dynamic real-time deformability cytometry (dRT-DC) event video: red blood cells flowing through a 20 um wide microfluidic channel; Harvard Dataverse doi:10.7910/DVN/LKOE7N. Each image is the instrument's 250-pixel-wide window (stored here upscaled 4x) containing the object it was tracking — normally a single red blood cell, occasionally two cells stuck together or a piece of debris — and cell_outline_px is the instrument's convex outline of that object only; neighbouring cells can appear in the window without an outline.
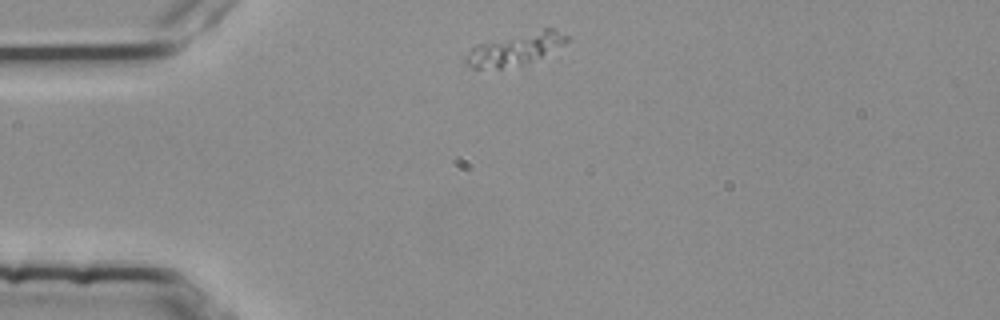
{"species": "common noctule bat (a hibernating species)", "species_latin": "Nyctalus noctula", "temperature_condition": "room temperature", "stored_images_in_passage": 3, "camera_frame_rate_fps": 3000, "um_per_image_px": 0.085, "animal": {"sex": "female", "body_mass_g": 25.1}, "frame": {"image": 1, "passage_image": 1, "time_ms": 0.0, "image_size_px": [1000, 320], "cell_outline_px": [[568, 40], [564, 44], [532, 60], [520, 64], [500, 68], [472, 68], [464, 64], [464, 56], [476, 44], [544, 28], [556, 28], [568, 36]], "centroid_in_image_um": [43.75, 4.16], "position_along_channel_um": 41.3, "area_um2": 18.5}}